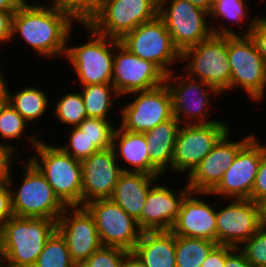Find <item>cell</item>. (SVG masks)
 I'll return each mask as SVG.
<instances>
[{"mask_svg":"<svg viewBox=\"0 0 266 267\" xmlns=\"http://www.w3.org/2000/svg\"><path fill=\"white\" fill-rule=\"evenodd\" d=\"M45 5L24 1L13 14L12 37L17 33L39 56H65L73 23L82 14L72 5L51 1Z\"/></svg>","mask_w":266,"mask_h":267,"instance_id":"6da1fadb","label":"cell"},{"mask_svg":"<svg viewBox=\"0 0 266 267\" xmlns=\"http://www.w3.org/2000/svg\"><path fill=\"white\" fill-rule=\"evenodd\" d=\"M27 141L36 150L30 161L44 175L55 195L66 207L82 206V163L59 146L46 144L31 135Z\"/></svg>","mask_w":266,"mask_h":267,"instance_id":"7a4b0ae2","label":"cell"},{"mask_svg":"<svg viewBox=\"0 0 266 267\" xmlns=\"http://www.w3.org/2000/svg\"><path fill=\"white\" fill-rule=\"evenodd\" d=\"M159 15V0H96L82 19L97 33L121 40Z\"/></svg>","mask_w":266,"mask_h":267,"instance_id":"3957f363","label":"cell"},{"mask_svg":"<svg viewBox=\"0 0 266 267\" xmlns=\"http://www.w3.org/2000/svg\"><path fill=\"white\" fill-rule=\"evenodd\" d=\"M56 230L57 221L53 219L12 216L0 228L6 266L33 267Z\"/></svg>","mask_w":266,"mask_h":267,"instance_id":"277c9868","label":"cell"},{"mask_svg":"<svg viewBox=\"0 0 266 267\" xmlns=\"http://www.w3.org/2000/svg\"><path fill=\"white\" fill-rule=\"evenodd\" d=\"M159 16L164 20L172 42L180 53L213 34L240 35L223 24L210 25L206 20L209 13L186 0H159Z\"/></svg>","mask_w":266,"mask_h":267,"instance_id":"5b68a950","label":"cell"},{"mask_svg":"<svg viewBox=\"0 0 266 267\" xmlns=\"http://www.w3.org/2000/svg\"><path fill=\"white\" fill-rule=\"evenodd\" d=\"M90 34L85 44L69 46L67 43L65 57L76 71L81 86L91 84H111L114 66L115 47L120 43L97 33L83 19L79 24Z\"/></svg>","mask_w":266,"mask_h":267,"instance_id":"8992f818","label":"cell"},{"mask_svg":"<svg viewBox=\"0 0 266 267\" xmlns=\"http://www.w3.org/2000/svg\"><path fill=\"white\" fill-rule=\"evenodd\" d=\"M23 167V180L16 191L12 188L14 185L12 184L14 176L12 169L7 180L14 216L49 218L57 221L66 206L55 195L44 175L30 160H27Z\"/></svg>","mask_w":266,"mask_h":267,"instance_id":"52a82bcc","label":"cell"},{"mask_svg":"<svg viewBox=\"0 0 266 267\" xmlns=\"http://www.w3.org/2000/svg\"><path fill=\"white\" fill-rule=\"evenodd\" d=\"M186 60L184 70L188 76L206 82L221 94L230 89L227 35L213 34L198 45L185 49L181 53V62Z\"/></svg>","mask_w":266,"mask_h":267,"instance_id":"ba28073f","label":"cell"},{"mask_svg":"<svg viewBox=\"0 0 266 267\" xmlns=\"http://www.w3.org/2000/svg\"><path fill=\"white\" fill-rule=\"evenodd\" d=\"M230 89L242 87L249 99L260 101L266 92V63L249 35H227Z\"/></svg>","mask_w":266,"mask_h":267,"instance_id":"9c48e42d","label":"cell"},{"mask_svg":"<svg viewBox=\"0 0 266 267\" xmlns=\"http://www.w3.org/2000/svg\"><path fill=\"white\" fill-rule=\"evenodd\" d=\"M120 43L134 55L156 64L166 75L174 72L173 63L181 62V53L159 15L137 26Z\"/></svg>","mask_w":266,"mask_h":267,"instance_id":"30bf717a","label":"cell"},{"mask_svg":"<svg viewBox=\"0 0 266 267\" xmlns=\"http://www.w3.org/2000/svg\"><path fill=\"white\" fill-rule=\"evenodd\" d=\"M182 74H185L186 77L179 76L178 74L175 77L173 72L169 73L166 75L165 80L172 96L174 117L182 125L184 123L185 125H194L218 122L217 120L207 119L208 116L210 117L207 108L210 106V97L212 95H220L221 93L204 81L192 78L186 73Z\"/></svg>","mask_w":266,"mask_h":267,"instance_id":"8fae6325","label":"cell"},{"mask_svg":"<svg viewBox=\"0 0 266 267\" xmlns=\"http://www.w3.org/2000/svg\"><path fill=\"white\" fill-rule=\"evenodd\" d=\"M94 218L102 246L132 252L142 230L137 221L111 199H98L84 205Z\"/></svg>","mask_w":266,"mask_h":267,"instance_id":"7c38bea8","label":"cell"},{"mask_svg":"<svg viewBox=\"0 0 266 267\" xmlns=\"http://www.w3.org/2000/svg\"><path fill=\"white\" fill-rule=\"evenodd\" d=\"M181 125L172 157V170L189 175L210 153L218 141L231 131L228 124L218 120L209 124Z\"/></svg>","mask_w":266,"mask_h":267,"instance_id":"4fadbf2b","label":"cell"},{"mask_svg":"<svg viewBox=\"0 0 266 267\" xmlns=\"http://www.w3.org/2000/svg\"><path fill=\"white\" fill-rule=\"evenodd\" d=\"M130 94H135L136 97L123 110H119L121 128L145 133L174 117L172 96L166 83L154 89Z\"/></svg>","mask_w":266,"mask_h":267,"instance_id":"5bb4252c","label":"cell"},{"mask_svg":"<svg viewBox=\"0 0 266 267\" xmlns=\"http://www.w3.org/2000/svg\"><path fill=\"white\" fill-rule=\"evenodd\" d=\"M230 202L216 209L217 244L240 248L263 226L261 205L251 199Z\"/></svg>","mask_w":266,"mask_h":267,"instance_id":"9a60e30c","label":"cell"},{"mask_svg":"<svg viewBox=\"0 0 266 267\" xmlns=\"http://www.w3.org/2000/svg\"><path fill=\"white\" fill-rule=\"evenodd\" d=\"M165 80L166 74L153 62L134 55L121 43L115 47L111 84L120 97L157 88Z\"/></svg>","mask_w":266,"mask_h":267,"instance_id":"2e32d148","label":"cell"},{"mask_svg":"<svg viewBox=\"0 0 266 267\" xmlns=\"http://www.w3.org/2000/svg\"><path fill=\"white\" fill-rule=\"evenodd\" d=\"M253 136L238 152L233 163L224 172L219 184L208 195H219L226 200L250 199L261 156L266 145Z\"/></svg>","mask_w":266,"mask_h":267,"instance_id":"e0dca14e","label":"cell"},{"mask_svg":"<svg viewBox=\"0 0 266 267\" xmlns=\"http://www.w3.org/2000/svg\"><path fill=\"white\" fill-rule=\"evenodd\" d=\"M57 231L77 267L102 246L94 218L84 206L66 207L57 220Z\"/></svg>","mask_w":266,"mask_h":267,"instance_id":"ac0fdd59","label":"cell"},{"mask_svg":"<svg viewBox=\"0 0 266 267\" xmlns=\"http://www.w3.org/2000/svg\"><path fill=\"white\" fill-rule=\"evenodd\" d=\"M228 131L187 176V186L196 193H210L221 181L239 150L254 136L232 141Z\"/></svg>","mask_w":266,"mask_h":267,"instance_id":"d6986e66","label":"cell"},{"mask_svg":"<svg viewBox=\"0 0 266 267\" xmlns=\"http://www.w3.org/2000/svg\"><path fill=\"white\" fill-rule=\"evenodd\" d=\"M112 147L98 150L82 163V206L98 200L110 199L119 175L128 167L119 166Z\"/></svg>","mask_w":266,"mask_h":267,"instance_id":"ffe728a7","label":"cell"},{"mask_svg":"<svg viewBox=\"0 0 266 267\" xmlns=\"http://www.w3.org/2000/svg\"><path fill=\"white\" fill-rule=\"evenodd\" d=\"M164 185L156 181L146 196L141 212L142 231H170L176 222L182 199L190 189L186 185L177 193Z\"/></svg>","mask_w":266,"mask_h":267,"instance_id":"44dd1931","label":"cell"},{"mask_svg":"<svg viewBox=\"0 0 266 267\" xmlns=\"http://www.w3.org/2000/svg\"><path fill=\"white\" fill-rule=\"evenodd\" d=\"M189 191L182 199L176 222L171 231L178 236L203 238L217 242L216 209ZM196 197V198H195Z\"/></svg>","mask_w":266,"mask_h":267,"instance_id":"7402d4cb","label":"cell"},{"mask_svg":"<svg viewBox=\"0 0 266 267\" xmlns=\"http://www.w3.org/2000/svg\"><path fill=\"white\" fill-rule=\"evenodd\" d=\"M159 178L161 179V176L144 172H122L110 198L137 221L140 229L141 212L146 196L151 186Z\"/></svg>","mask_w":266,"mask_h":267,"instance_id":"603a6c76","label":"cell"},{"mask_svg":"<svg viewBox=\"0 0 266 267\" xmlns=\"http://www.w3.org/2000/svg\"><path fill=\"white\" fill-rule=\"evenodd\" d=\"M181 123L172 119L158 124L153 129L143 133L146 138L150 158V175L162 176L168 168L172 170L174 146Z\"/></svg>","mask_w":266,"mask_h":267,"instance_id":"cb8c5ba5","label":"cell"},{"mask_svg":"<svg viewBox=\"0 0 266 267\" xmlns=\"http://www.w3.org/2000/svg\"><path fill=\"white\" fill-rule=\"evenodd\" d=\"M133 252L146 267H176L175 234L170 231H142Z\"/></svg>","mask_w":266,"mask_h":267,"instance_id":"d4e9b609","label":"cell"},{"mask_svg":"<svg viewBox=\"0 0 266 267\" xmlns=\"http://www.w3.org/2000/svg\"><path fill=\"white\" fill-rule=\"evenodd\" d=\"M146 147V138L143 133L131 132L120 126L118 129L116 127L113 135L112 149L117 161L120 158L121 161L123 159L128 165L132 166V168L130 166L128 172L150 174V153Z\"/></svg>","mask_w":266,"mask_h":267,"instance_id":"484cf974","label":"cell"},{"mask_svg":"<svg viewBox=\"0 0 266 267\" xmlns=\"http://www.w3.org/2000/svg\"><path fill=\"white\" fill-rule=\"evenodd\" d=\"M6 84V101L10 104L28 123L41 118L44 112L47 113L48 94L40 88L26 87L16 93H11Z\"/></svg>","mask_w":266,"mask_h":267,"instance_id":"4316f807","label":"cell"},{"mask_svg":"<svg viewBox=\"0 0 266 267\" xmlns=\"http://www.w3.org/2000/svg\"><path fill=\"white\" fill-rule=\"evenodd\" d=\"M87 117L109 119L108 112L119 93L112 84H91L80 86ZM112 93V94H111ZM114 97V98H113Z\"/></svg>","mask_w":266,"mask_h":267,"instance_id":"83f0119b","label":"cell"},{"mask_svg":"<svg viewBox=\"0 0 266 267\" xmlns=\"http://www.w3.org/2000/svg\"><path fill=\"white\" fill-rule=\"evenodd\" d=\"M216 245L208 239L175 235L176 267H201Z\"/></svg>","mask_w":266,"mask_h":267,"instance_id":"f1b7e54d","label":"cell"},{"mask_svg":"<svg viewBox=\"0 0 266 267\" xmlns=\"http://www.w3.org/2000/svg\"><path fill=\"white\" fill-rule=\"evenodd\" d=\"M33 267H77L70 257L65 239L57 230L46 241Z\"/></svg>","mask_w":266,"mask_h":267,"instance_id":"f546056e","label":"cell"},{"mask_svg":"<svg viewBox=\"0 0 266 267\" xmlns=\"http://www.w3.org/2000/svg\"><path fill=\"white\" fill-rule=\"evenodd\" d=\"M54 114L66 126L77 127L87 118L83 97L79 92L65 93L54 105Z\"/></svg>","mask_w":266,"mask_h":267,"instance_id":"4dcf8cb0","label":"cell"},{"mask_svg":"<svg viewBox=\"0 0 266 267\" xmlns=\"http://www.w3.org/2000/svg\"><path fill=\"white\" fill-rule=\"evenodd\" d=\"M77 127L85 132V135L99 150L112 147L116 127L110 119L87 117Z\"/></svg>","mask_w":266,"mask_h":267,"instance_id":"1f68e13d","label":"cell"},{"mask_svg":"<svg viewBox=\"0 0 266 267\" xmlns=\"http://www.w3.org/2000/svg\"><path fill=\"white\" fill-rule=\"evenodd\" d=\"M25 119L5 102L0 106V138L12 141L19 139L27 126Z\"/></svg>","mask_w":266,"mask_h":267,"instance_id":"d6a6232c","label":"cell"},{"mask_svg":"<svg viewBox=\"0 0 266 267\" xmlns=\"http://www.w3.org/2000/svg\"><path fill=\"white\" fill-rule=\"evenodd\" d=\"M246 4L247 2H245V0H214L209 16H212L214 20L224 18L227 19V21H233V23L237 22L239 29H242L243 23H245V17H247V13H249L246 9L248 8L245 6ZM240 23L241 25H238Z\"/></svg>","mask_w":266,"mask_h":267,"instance_id":"836d02e7","label":"cell"},{"mask_svg":"<svg viewBox=\"0 0 266 267\" xmlns=\"http://www.w3.org/2000/svg\"><path fill=\"white\" fill-rule=\"evenodd\" d=\"M128 253L122 248L101 246L78 267H122Z\"/></svg>","mask_w":266,"mask_h":267,"instance_id":"e575fe53","label":"cell"},{"mask_svg":"<svg viewBox=\"0 0 266 267\" xmlns=\"http://www.w3.org/2000/svg\"><path fill=\"white\" fill-rule=\"evenodd\" d=\"M67 140H69L67 145L60 146V148L65 153L80 161L90 157L99 150L85 135V132L78 127H72L71 134Z\"/></svg>","mask_w":266,"mask_h":267,"instance_id":"d590c367","label":"cell"},{"mask_svg":"<svg viewBox=\"0 0 266 267\" xmlns=\"http://www.w3.org/2000/svg\"><path fill=\"white\" fill-rule=\"evenodd\" d=\"M240 249L254 267H266V226L263 225Z\"/></svg>","mask_w":266,"mask_h":267,"instance_id":"8d00e7d4","label":"cell"},{"mask_svg":"<svg viewBox=\"0 0 266 267\" xmlns=\"http://www.w3.org/2000/svg\"><path fill=\"white\" fill-rule=\"evenodd\" d=\"M243 35H249L266 63V16L251 19Z\"/></svg>","mask_w":266,"mask_h":267,"instance_id":"74e56055","label":"cell"},{"mask_svg":"<svg viewBox=\"0 0 266 267\" xmlns=\"http://www.w3.org/2000/svg\"><path fill=\"white\" fill-rule=\"evenodd\" d=\"M250 199L257 204L266 200V148L262 152Z\"/></svg>","mask_w":266,"mask_h":267,"instance_id":"f35d334b","label":"cell"},{"mask_svg":"<svg viewBox=\"0 0 266 267\" xmlns=\"http://www.w3.org/2000/svg\"><path fill=\"white\" fill-rule=\"evenodd\" d=\"M5 143L0 142V180H8L12 165L16 163L13 158L16 147Z\"/></svg>","mask_w":266,"mask_h":267,"instance_id":"ab89813d","label":"cell"},{"mask_svg":"<svg viewBox=\"0 0 266 267\" xmlns=\"http://www.w3.org/2000/svg\"><path fill=\"white\" fill-rule=\"evenodd\" d=\"M12 216H14V213L12 209L11 192L6 181L0 185V228Z\"/></svg>","mask_w":266,"mask_h":267,"instance_id":"60d3db41","label":"cell"},{"mask_svg":"<svg viewBox=\"0 0 266 267\" xmlns=\"http://www.w3.org/2000/svg\"><path fill=\"white\" fill-rule=\"evenodd\" d=\"M224 267H254L247 261L244 252L240 248L226 246V259Z\"/></svg>","mask_w":266,"mask_h":267,"instance_id":"b9f144b4","label":"cell"},{"mask_svg":"<svg viewBox=\"0 0 266 267\" xmlns=\"http://www.w3.org/2000/svg\"><path fill=\"white\" fill-rule=\"evenodd\" d=\"M226 246L217 244L209 253L201 267H224Z\"/></svg>","mask_w":266,"mask_h":267,"instance_id":"7bdbcfd3","label":"cell"},{"mask_svg":"<svg viewBox=\"0 0 266 267\" xmlns=\"http://www.w3.org/2000/svg\"><path fill=\"white\" fill-rule=\"evenodd\" d=\"M15 11H0V44L12 41V19Z\"/></svg>","mask_w":266,"mask_h":267,"instance_id":"ee69618b","label":"cell"},{"mask_svg":"<svg viewBox=\"0 0 266 267\" xmlns=\"http://www.w3.org/2000/svg\"><path fill=\"white\" fill-rule=\"evenodd\" d=\"M53 2H61L74 6L81 14H83L96 0H52Z\"/></svg>","mask_w":266,"mask_h":267,"instance_id":"f6af8a7d","label":"cell"},{"mask_svg":"<svg viewBox=\"0 0 266 267\" xmlns=\"http://www.w3.org/2000/svg\"><path fill=\"white\" fill-rule=\"evenodd\" d=\"M122 267H146V266L142 262V260L132 251L125 256Z\"/></svg>","mask_w":266,"mask_h":267,"instance_id":"bcb514c9","label":"cell"},{"mask_svg":"<svg viewBox=\"0 0 266 267\" xmlns=\"http://www.w3.org/2000/svg\"><path fill=\"white\" fill-rule=\"evenodd\" d=\"M25 0H0V11H16Z\"/></svg>","mask_w":266,"mask_h":267,"instance_id":"7dc6e473","label":"cell"},{"mask_svg":"<svg viewBox=\"0 0 266 267\" xmlns=\"http://www.w3.org/2000/svg\"><path fill=\"white\" fill-rule=\"evenodd\" d=\"M191 4L205 10L206 12H210L214 3V0H186Z\"/></svg>","mask_w":266,"mask_h":267,"instance_id":"c3c4849f","label":"cell"},{"mask_svg":"<svg viewBox=\"0 0 266 267\" xmlns=\"http://www.w3.org/2000/svg\"><path fill=\"white\" fill-rule=\"evenodd\" d=\"M6 100V81L0 82V106L5 102Z\"/></svg>","mask_w":266,"mask_h":267,"instance_id":"681fc988","label":"cell"},{"mask_svg":"<svg viewBox=\"0 0 266 267\" xmlns=\"http://www.w3.org/2000/svg\"><path fill=\"white\" fill-rule=\"evenodd\" d=\"M4 262L6 263V256H5L2 238L0 236V267H7L6 264L2 265Z\"/></svg>","mask_w":266,"mask_h":267,"instance_id":"f907efd6","label":"cell"},{"mask_svg":"<svg viewBox=\"0 0 266 267\" xmlns=\"http://www.w3.org/2000/svg\"><path fill=\"white\" fill-rule=\"evenodd\" d=\"M261 215H262V223L266 226V200L261 204Z\"/></svg>","mask_w":266,"mask_h":267,"instance_id":"816d5d0a","label":"cell"},{"mask_svg":"<svg viewBox=\"0 0 266 267\" xmlns=\"http://www.w3.org/2000/svg\"><path fill=\"white\" fill-rule=\"evenodd\" d=\"M5 78H4V74H2L1 72H0V82H5L6 80H4Z\"/></svg>","mask_w":266,"mask_h":267,"instance_id":"f5cc1de1","label":"cell"},{"mask_svg":"<svg viewBox=\"0 0 266 267\" xmlns=\"http://www.w3.org/2000/svg\"><path fill=\"white\" fill-rule=\"evenodd\" d=\"M7 180H0V185L3 183V182H6Z\"/></svg>","mask_w":266,"mask_h":267,"instance_id":"db71d44e","label":"cell"}]
</instances>
